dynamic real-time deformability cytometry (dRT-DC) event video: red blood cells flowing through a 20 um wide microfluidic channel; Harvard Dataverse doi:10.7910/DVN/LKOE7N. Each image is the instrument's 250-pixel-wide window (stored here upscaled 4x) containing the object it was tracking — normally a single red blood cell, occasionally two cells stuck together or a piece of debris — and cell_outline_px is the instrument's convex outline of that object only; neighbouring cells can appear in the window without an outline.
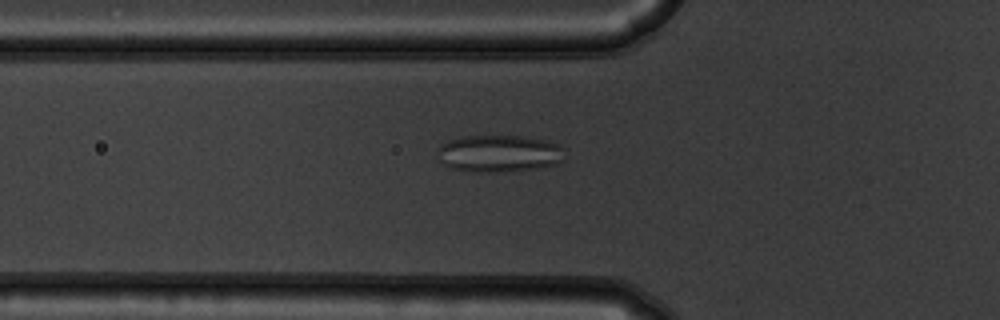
{"species": "common noctule bat (a hibernating species)", "species_latin": "Nyctalus noctula", "temperature_condition": "warm", "stored_images_in_passage": 37, "camera_frame_rate_fps": 3000, "um_per_image_px": 0.085, "animal": {"sex": "male", "body_mass_g": 19.5, "forearm_length_mm": 54.6}, "frame": {"image": 1, "passage_image": 2, "time_ms": 0.333, "image_size_px": [1000, 320], "cell_outline_px": [[564, 160], [556, 164], [536, 168], [504, 172], [464, 172], [452, 168], [444, 164], [440, 160], [440, 144], [448, 140], [464, 136], [524, 136], [544, 140], [556, 144], [560, 148]], "centroid_in_image_um": [42.39, 13.06], "position_along_channel_um": 83.4, "area_um2": 27.34}}
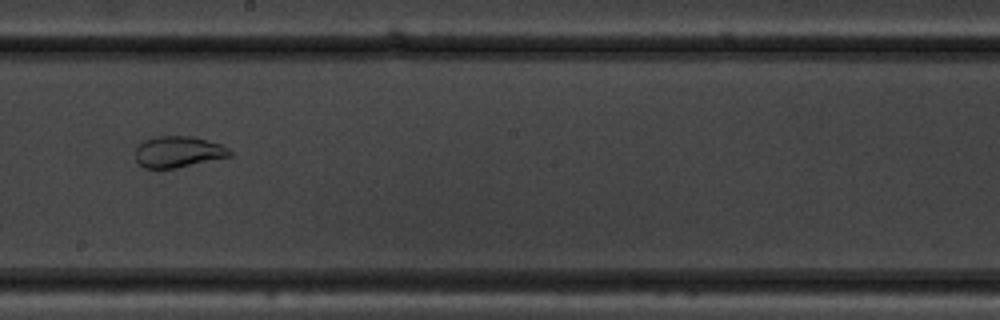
{"frame": {"image": 2, "passage_image": 14, "time_ms": 4.333, "image_size_px": [1000, 320], "cell_outline_px": [[232, 156], [176, 168], [144, 168], [136, 160], [136, 144], [144, 140], [160, 136], [192, 136], [220, 144], [228, 148], [232, 152]], "centroid_in_image_um": [15.14, 12.9], "position_along_channel_um": 233.1, "area_um2": 17.17}}
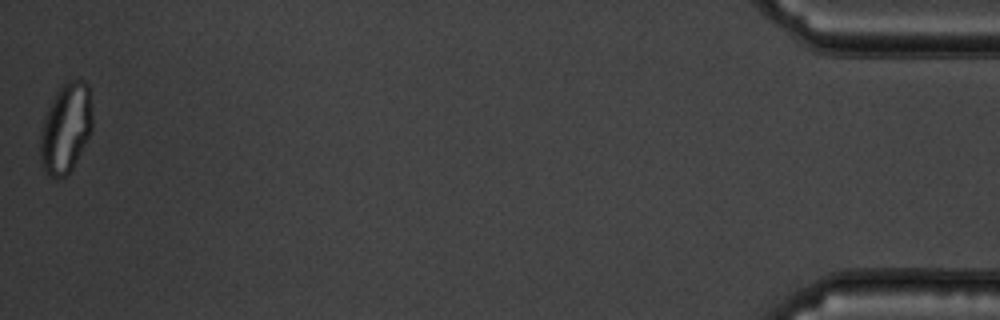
{"frame": {"image": 3, "passage_image": 37, "time_ms": 12.0, "image_size_px": [1000, 320], "cell_outline_px": [[92, 132], [72, 168], [64, 176], [48, 176], [40, 160], [40, 136], [44, 116], [56, 92], [68, 80], [84, 80], [88, 84], [92, 108]], "centroid_in_image_um": [5.61, 10.86], "position_along_channel_um": 429.6, "area_um2": 27.17}}